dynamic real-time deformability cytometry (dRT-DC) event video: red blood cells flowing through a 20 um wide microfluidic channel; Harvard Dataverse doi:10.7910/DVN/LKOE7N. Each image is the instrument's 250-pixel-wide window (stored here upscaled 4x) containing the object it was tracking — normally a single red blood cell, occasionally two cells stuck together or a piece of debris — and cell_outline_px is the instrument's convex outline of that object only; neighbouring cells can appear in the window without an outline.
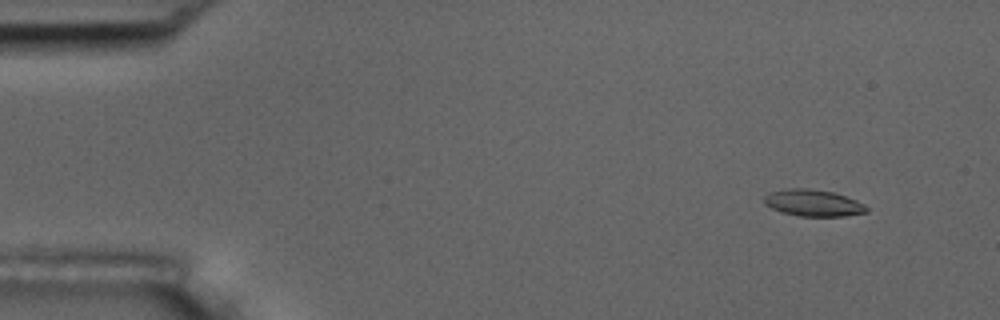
{"species": "common noctule bat (a hibernating species)", "species_latin": "Nyctalus noctula", "temperature_condition": "room temperature", "stored_images_in_passage": 5, "camera_frame_rate_fps": 3000, "um_per_image_px": 0.085, "animal": {"sex": "male", "body_mass_g": 17.5, "forearm_length_mm": 52.3}, "frame": {"image": 1, "passage_image": 2, "time_ms": 1.0, "image_size_px": [1000, 320], "cell_outline_px": [[868, 212], [844, 216], [800, 216], [780, 212], [764, 204], [764, 196], [772, 192], [788, 188], [808, 188], [832, 192], [856, 200], [864, 204], [868, 208]], "centroid_in_image_um": [69.12, 17.25], "position_along_channel_um": 15.9, "area_um2": 15.84}}
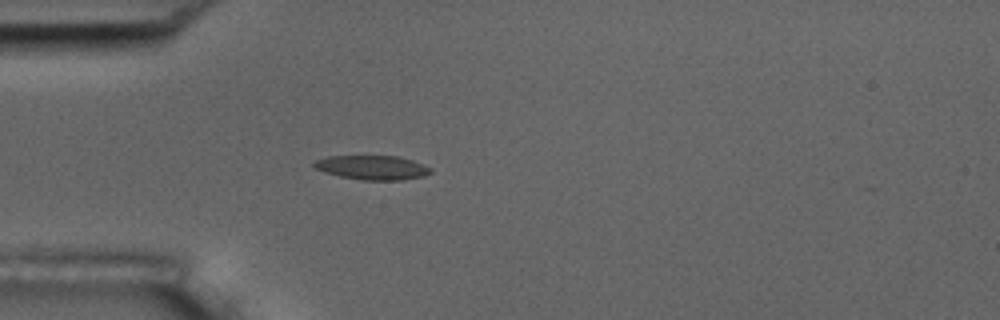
{"frame": {"image": 2, "passage_image": 5, "time_ms": 4.667, "image_size_px": [1000, 320], "cell_outline_px": [[432, 172], [424, 176], [404, 180], [360, 180], [340, 176], [324, 172], [316, 168], [312, 164], [316, 160], [328, 156], [396, 156], [412, 160], [424, 164], [432, 168]], "centroid_in_image_um": [31.68, 14.24], "position_along_channel_um": 53.3, "area_um2": 16.53}}